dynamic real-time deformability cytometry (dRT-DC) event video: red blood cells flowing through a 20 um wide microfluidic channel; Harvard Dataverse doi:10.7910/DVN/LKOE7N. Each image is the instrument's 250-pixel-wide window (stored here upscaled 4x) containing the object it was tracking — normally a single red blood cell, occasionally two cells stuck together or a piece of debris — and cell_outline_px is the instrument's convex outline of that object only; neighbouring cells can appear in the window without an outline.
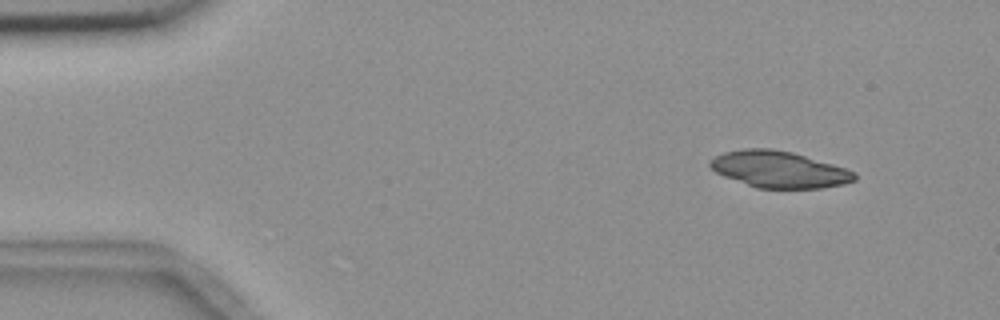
{"species": "common noctule bat (a hibernating species)", "species_latin": "Nyctalus noctula", "temperature_condition": "room temperature", "stored_images_in_passage": 5, "camera_frame_rate_fps": 3000, "um_per_image_px": 0.085, "animal": {"sex": "female", "body_mass_g": 18.4}, "frame": {"image": 1, "passage_image": 1, "time_ms": 0.0, "image_size_px": [1000, 320], "cell_outline_px": [[856, 180], [844, 184], [820, 188], [756, 188], [724, 176], [716, 172], [708, 164], [708, 160], [724, 152], [744, 148], [772, 148], [792, 152], [832, 164], [856, 172]], "centroid_in_image_um": [66.2, 14.4], "position_along_channel_um": 18.8, "area_um2": 30.69}}